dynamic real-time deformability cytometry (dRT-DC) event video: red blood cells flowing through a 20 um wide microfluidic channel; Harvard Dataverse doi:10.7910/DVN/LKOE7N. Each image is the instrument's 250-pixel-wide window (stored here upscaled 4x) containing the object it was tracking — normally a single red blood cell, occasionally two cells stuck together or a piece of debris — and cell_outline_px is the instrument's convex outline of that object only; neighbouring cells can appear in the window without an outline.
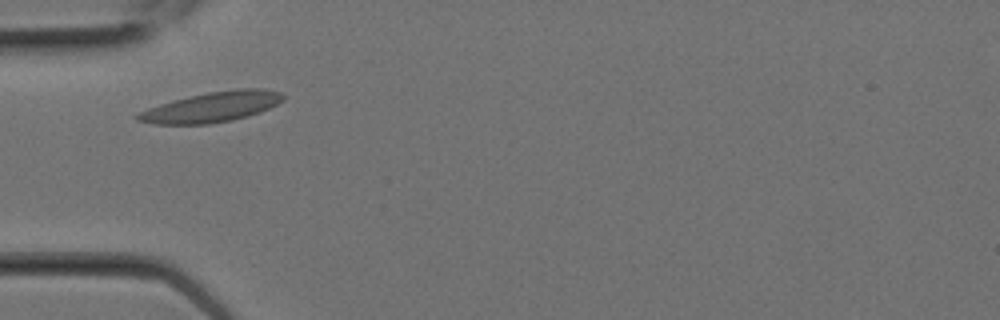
{"species": "Egyptian fruit bat (a non-hibernating species)", "species_latin": "Rousettus aegyptiacus", "temperature_condition": "room temperature", "stored_images_in_passage": 1, "camera_frame_rate_fps": 3000, "um_per_image_px": 0.085, "animal": {"sex": "female"}, "frame": {"image": 1, "passage_image": 1, "time_ms": 0.0, "image_size_px": [1000, 320], "cell_outline_px": [[284, 100], [260, 112], [248, 116], [232, 120], [208, 124], [152, 124], [136, 120], [136, 116], [140, 112], [148, 108], [172, 100], [188, 96], [208, 92], [236, 88], [264, 88], [280, 92], [284, 96]], "centroid_in_image_um": [18.01, 9.09], "position_along_channel_um": 67.0, "area_um2": 25.61}}